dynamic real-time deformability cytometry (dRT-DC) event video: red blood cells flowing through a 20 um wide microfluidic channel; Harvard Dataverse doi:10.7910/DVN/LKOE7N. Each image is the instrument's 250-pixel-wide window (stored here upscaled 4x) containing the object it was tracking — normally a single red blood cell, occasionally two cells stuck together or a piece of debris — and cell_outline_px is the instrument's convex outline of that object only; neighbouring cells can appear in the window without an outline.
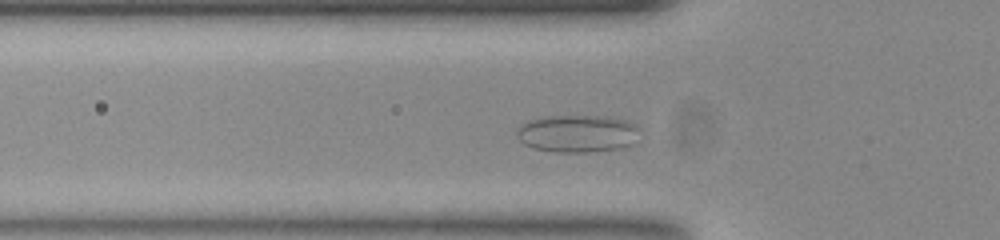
{"species": "common noctule bat (a hibernating species)", "species_latin": "Nyctalus noctula", "temperature_condition": "room temperature", "stored_images_in_passage": 51, "segment_of_instrument_passage": [1, 2], "camera_frame_rate_fps": 3000, "um_per_image_px": 0.085, "animal": {"sex": "female", "body_mass_g": 23.0, "forearm_length_mm": 53.4}, "frame": {"image": 1, "passage_image": 12, "time_ms": 3.667, "image_size_px": [1000, 240], "cell_outline_px": [[640, 128], [636, 144], [620, 148], [588, 152], [556, 152], [532, 148], [524, 144], [516, 136], [516, 128], [520, 124], [528, 120], [544, 116], [612, 116], [628, 120], [636, 124]], "centroid_in_image_um": [49.11, 11.34], "position_along_channel_um": 76.7, "area_um2": 27.51}}
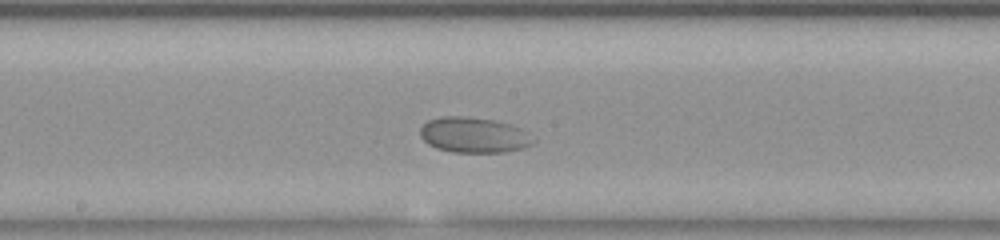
{"frame": {"image": 2, "passage_image": 23, "time_ms": 7.333, "image_size_px": [1000, 240], "cell_outline_px": [[536, 140], [532, 144], [524, 148], [504, 152], [452, 152], [436, 148], [428, 144], [420, 136], [420, 128], [428, 120], [440, 116], [468, 116], [496, 120], [520, 128]], "centroid_in_image_um": [40.26, 11.47], "position_along_channel_um": 207.9, "area_um2": 23.47}}
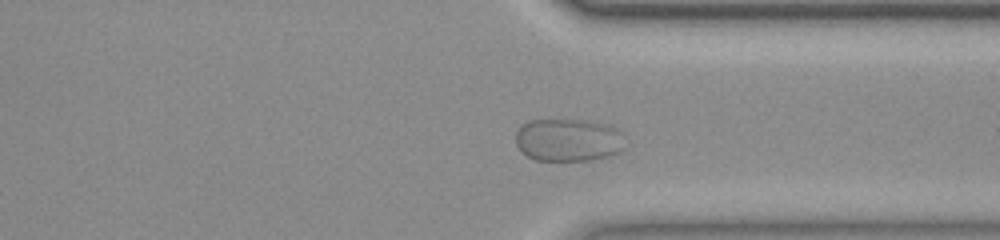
{"frame": {"image": 3, "passage_image": 36, "time_ms": 11.667, "image_size_px": [1000, 240], "cell_outline_px": [[624, 148], [620, 152], [608, 156], [588, 160], [536, 160], [528, 156], [516, 144], [516, 132], [520, 124], [528, 120], [592, 120], [608, 124], [616, 128], [620, 132]], "centroid_in_image_um": [48.3, 11.88], "position_along_channel_um": 363.1, "area_um2": 27.34}}